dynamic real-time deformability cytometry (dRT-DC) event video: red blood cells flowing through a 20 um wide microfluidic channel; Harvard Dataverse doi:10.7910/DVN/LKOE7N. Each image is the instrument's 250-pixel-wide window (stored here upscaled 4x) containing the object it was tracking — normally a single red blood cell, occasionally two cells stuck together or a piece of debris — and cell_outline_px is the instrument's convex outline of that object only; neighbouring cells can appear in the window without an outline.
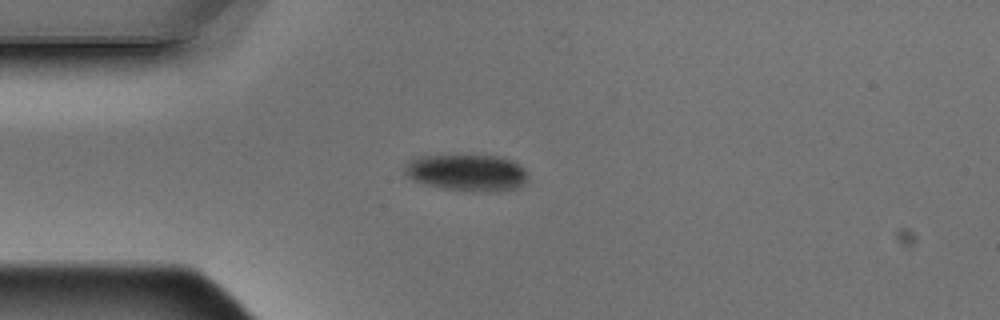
{"species": "Egyptian fruit bat (a non-hibernating species)", "species_latin": "Rousettus aegyptiacus", "temperature_condition": "warm", "stored_images_in_passage": 7, "camera_frame_rate_fps": 3000, "um_per_image_px": 0.085, "animal": {"sex": "male"}, "frame": {"image": 1, "passage_image": 2, "time_ms": 0.333, "image_size_px": [1000, 320], "cell_outline_px": [[528, 180], [524, 184], [516, 188], [500, 192], [472, 192], [444, 188], [424, 184], [412, 180], [404, 176], [404, 168], [412, 160], [420, 156], [496, 156], [508, 160], [524, 168], [528, 176]], "centroid_in_image_um": [39.7, 14.71], "position_along_channel_um": 45.3, "area_um2": 26.3}}
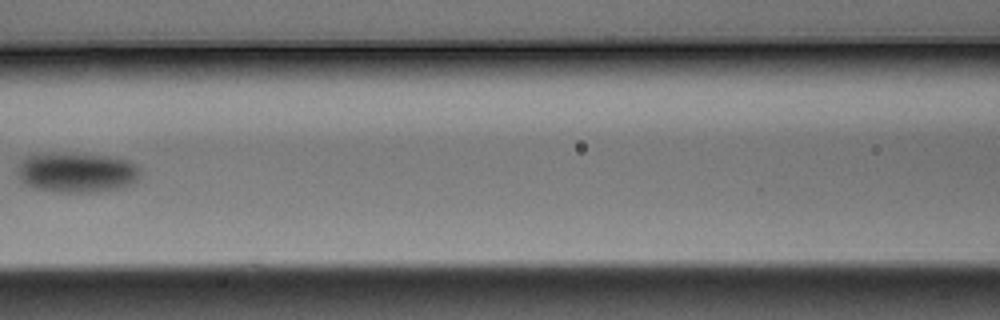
{"frame": {"image": 2, "passage_image": 5, "time_ms": 1.333, "image_size_px": [1000, 320], "cell_outline_px": [[140, 172], [136, 180], [124, 188], [96, 192], [56, 192], [32, 188], [24, 184], [20, 180], [16, 172], [16, 168], [20, 160], [28, 156], [108, 156], [128, 160], [136, 164], [140, 168]], "centroid_in_image_um": [6.53, 14.73], "position_along_channel_um": 160.1, "area_um2": 27.98}}
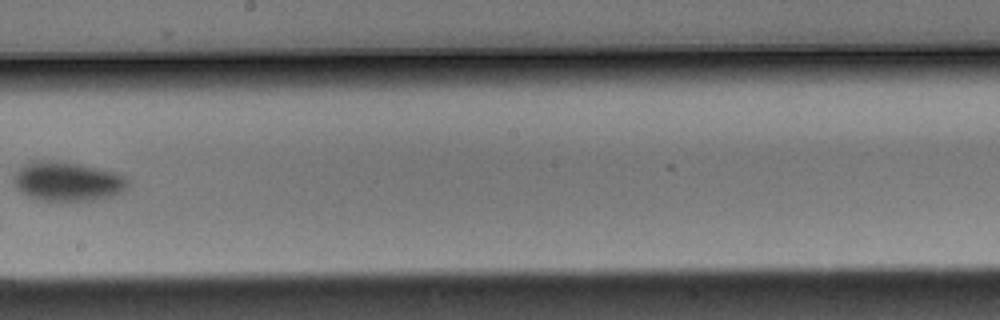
{"frame": {"image": 3, "passage_image": 7, "time_ms": 2.0, "image_size_px": [1000, 320], "cell_outline_px": [[132, 184], [128, 188], [112, 196], [92, 200], [40, 200], [28, 196], [16, 188], [12, 180], [16, 172], [24, 164], [32, 160], [48, 160], [80, 164], [104, 168], [116, 172], [124, 176]], "centroid_in_image_um": [5.76, 15.4], "position_along_channel_um": 242.4, "area_um2": 26.36}}